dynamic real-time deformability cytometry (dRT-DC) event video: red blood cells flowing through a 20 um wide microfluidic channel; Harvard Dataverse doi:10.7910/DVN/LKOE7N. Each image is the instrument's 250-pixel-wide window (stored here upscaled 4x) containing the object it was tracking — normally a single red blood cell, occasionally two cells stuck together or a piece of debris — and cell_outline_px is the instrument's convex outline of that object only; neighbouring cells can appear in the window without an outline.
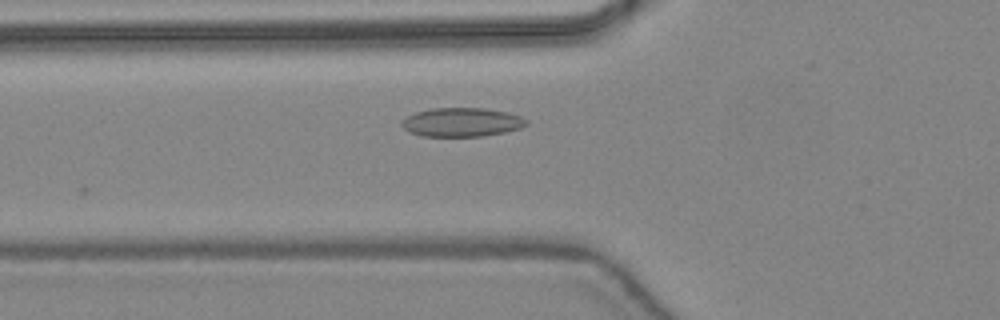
{"species": "common noctule bat (a hibernating species)", "species_latin": "Nyctalus noctula", "temperature_condition": "warm", "stored_images_in_passage": 14, "camera_frame_rate_fps": 3000, "um_per_image_px": 0.085, "animal": {"sex": "female", "body_mass_g": 24.6, "forearm_length_mm": 56.2}, "frame": {"image": 1, "passage_image": 11, "time_ms": 3.333, "image_size_px": [1000, 320], "cell_outline_px": [[528, 124], [520, 128], [504, 132], [484, 136], [420, 136], [408, 132], [400, 124], [400, 120], [416, 112], [432, 108], [484, 108], [508, 112], [520, 116], [528, 120]], "centroid_in_image_um": [39.23, 10.39], "position_along_channel_um": 86.6, "area_um2": 21.1}}
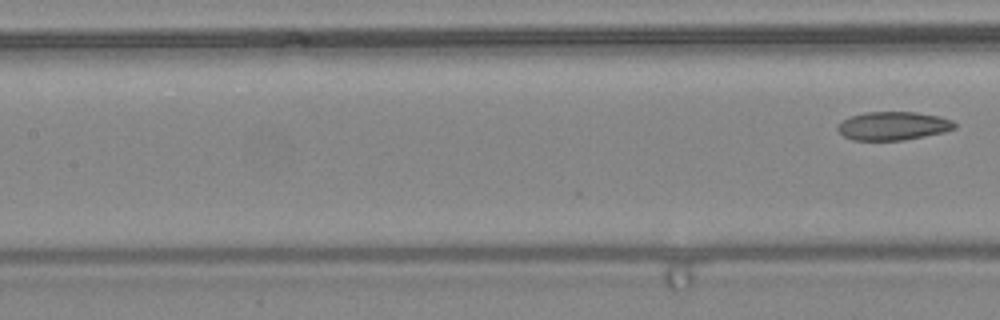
{"frame": {"image": 2, "passage_image": 14, "time_ms": 4.333, "image_size_px": [1000, 320], "cell_outline_px": [[956, 128], [944, 132], [904, 140], [852, 140], [844, 136], [836, 128], [836, 124], [852, 116], [864, 112], [916, 112], [940, 116], [952, 120], [956, 124]], "centroid_in_image_um": [75.92, 10.7], "position_along_channel_um": 131.5, "area_um2": 19.42}}